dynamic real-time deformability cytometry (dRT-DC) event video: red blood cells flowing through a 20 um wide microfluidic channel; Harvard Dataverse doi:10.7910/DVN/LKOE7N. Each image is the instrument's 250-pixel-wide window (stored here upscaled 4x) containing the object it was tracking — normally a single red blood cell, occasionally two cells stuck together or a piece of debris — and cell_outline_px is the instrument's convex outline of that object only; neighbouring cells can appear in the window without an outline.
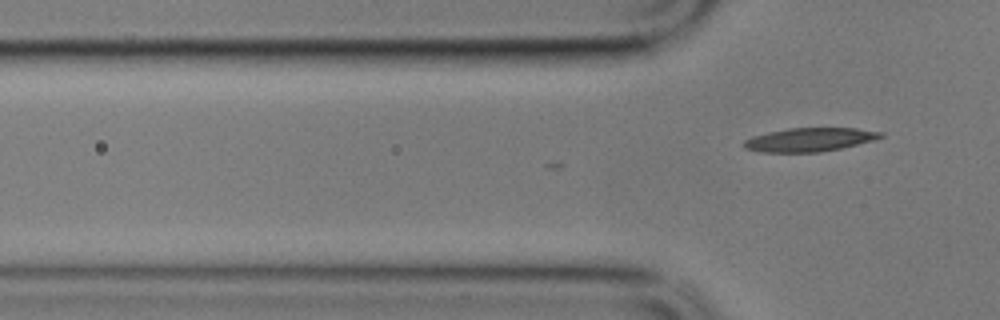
{"species": "common noctule bat (a hibernating species)", "species_latin": "Nyctalus noctula", "temperature_condition": "cold", "stored_images_in_passage": 2, "camera_frame_rate_fps": 3000, "um_per_image_px": 0.085, "animal": {"sex": "male", "body_mass_g": 17.9}, "frame": {"image": 1, "passage_image": 2, "time_ms": 0.333, "image_size_px": [1000, 320], "cell_outline_px": [[884, 136], [872, 140], [840, 148], [820, 152], [760, 152], [744, 148], [740, 144], [744, 140], [752, 136], [788, 128], [856, 128], [884, 132]], "centroid_in_image_um": [68.77, 11.87], "position_along_channel_um": 57.0, "area_um2": 18.79}}